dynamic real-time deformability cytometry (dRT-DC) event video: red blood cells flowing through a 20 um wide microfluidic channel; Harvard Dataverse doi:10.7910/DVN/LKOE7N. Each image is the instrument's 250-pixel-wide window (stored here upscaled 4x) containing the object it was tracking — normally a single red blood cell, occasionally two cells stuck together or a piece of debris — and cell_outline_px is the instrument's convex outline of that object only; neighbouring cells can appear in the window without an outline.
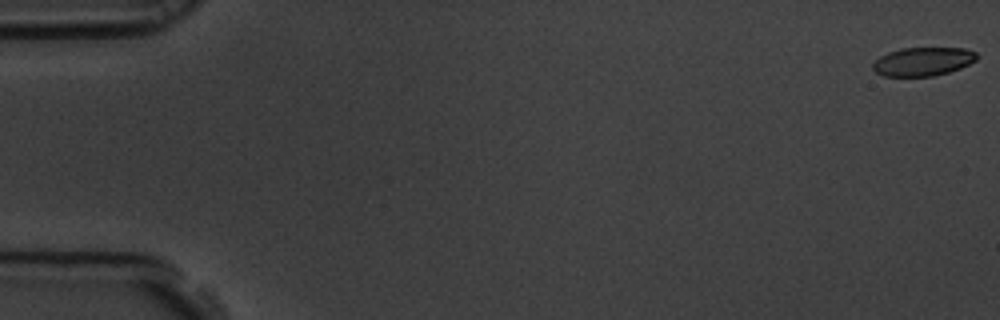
{"species": "common noctule bat (a hibernating species)", "species_latin": "Nyctalus noctula", "temperature_condition": "room temperature", "stored_images_in_passage": 59, "camera_frame_rate_fps": 3000, "um_per_image_px": 0.085, "animal": {"sex": "male", "body_mass_g": 19.5, "forearm_length_mm": 54.6}, "frame": {"image": 1, "passage_image": 1, "time_ms": 0.0, "image_size_px": [1000, 320], "cell_outline_px": [[976, 56], [968, 64], [948, 72], [928, 76], [888, 76], [876, 72], [876, 60], [892, 52], [908, 48], [960, 48], [976, 52]], "centroid_in_image_um": [78.49, 5.23], "position_along_channel_um": 6.5, "area_um2": 16.3}}
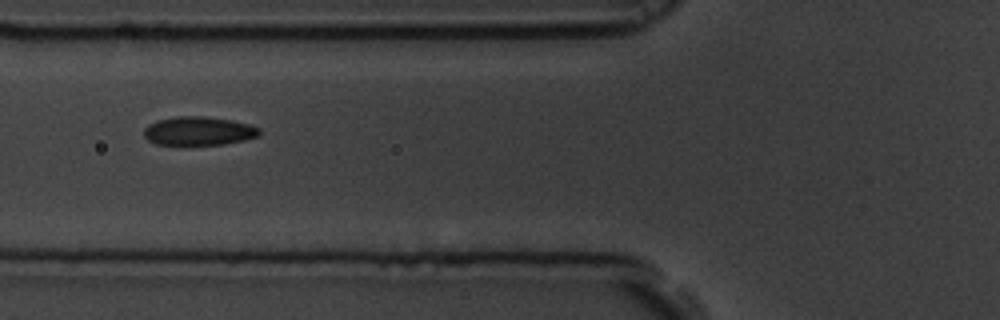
{"frame": {"image": 2, "passage_image": 23, "time_ms": 7.333, "image_size_px": [1000, 320], "cell_outline_px": [[260, 132], [256, 136], [240, 140], [220, 144], [160, 144], [148, 140], [144, 132], [152, 124], [160, 120], [224, 120], [244, 124], [256, 128]], "centroid_in_image_um": [16.88, 11.22], "position_along_channel_um": 108.9, "area_um2": 16.76}}
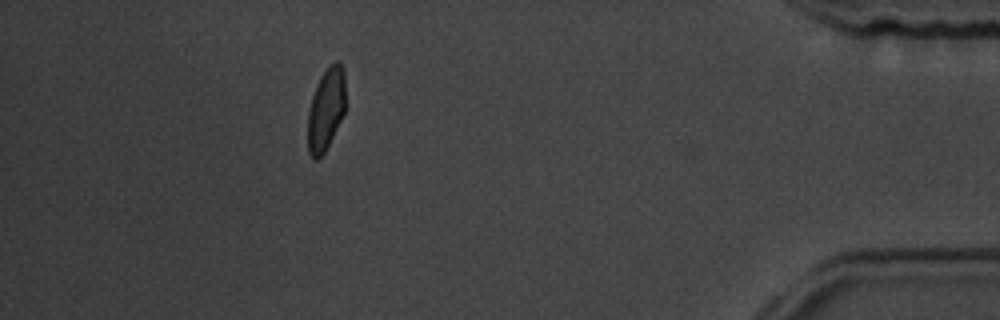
{"frame": {"image": 3, "passage_image": 53, "time_ms": 17.333, "image_size_px": [1000, 320], "cell_outline_px": [[344, 112], [324, 152], [316, 160], [312, 156], [308, 148], [308, 116], [312, 100], [316, 88], [324, 72], [332, 64], [340, 64], [344, 76]], "centroid_in_image_um": [27.7, 9.34], "position_along_channel_um": 407.5, "area_um2": 16.94}, "authors_computed_cell_mechanics": {"area_um2": 17.1666, "velocity_mm_per_s": 3.5066, "shape_relaxation_time_tau1_ms": 3.9224, "shape_relaxation_time_tau2_ms": 1.7933, "deformation_change_tau1": 0.1246, "deformation_change_tau2": 0.0624}}